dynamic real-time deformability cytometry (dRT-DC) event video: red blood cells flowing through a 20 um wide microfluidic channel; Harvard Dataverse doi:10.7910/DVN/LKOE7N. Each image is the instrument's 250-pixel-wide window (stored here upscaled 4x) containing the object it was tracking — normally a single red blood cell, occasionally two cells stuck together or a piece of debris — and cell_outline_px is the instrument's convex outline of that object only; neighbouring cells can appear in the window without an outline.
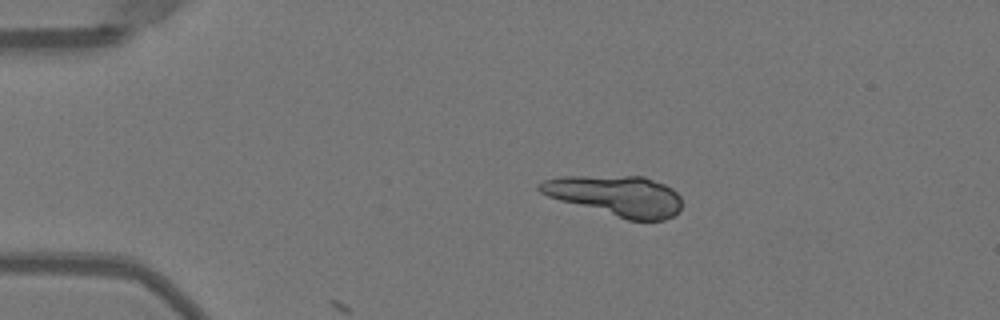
{"species": "Egyptian fruit bat (a non-hibernating species)", "species_latin": "Rousettus aegyptiacus", "temperature_condition": "warm", "stored_images_in_passage": 15, "camera_frame_rate_fps": 3000, "um_per_image_px": 0.085, "animal": {"sex": "female"}, "frame": {"image": 1, "passage_image": 10, "time_ms": 3.0, "image_size_px": [1000, 320], "cell_outline_px": [[680, 208], [672, 216], [664, 220], [628, 220], [560, 200], [548, 196], [540, 192], [536, 188], [536, 184], [544, 180], [564, 176], [644, 176], [664, 184], [672, 188], [680, 196]], "centroid_in_image_um": [52.34, 16.63], "position_along_channel_um": 32.7, "area_um2": 33.29}}